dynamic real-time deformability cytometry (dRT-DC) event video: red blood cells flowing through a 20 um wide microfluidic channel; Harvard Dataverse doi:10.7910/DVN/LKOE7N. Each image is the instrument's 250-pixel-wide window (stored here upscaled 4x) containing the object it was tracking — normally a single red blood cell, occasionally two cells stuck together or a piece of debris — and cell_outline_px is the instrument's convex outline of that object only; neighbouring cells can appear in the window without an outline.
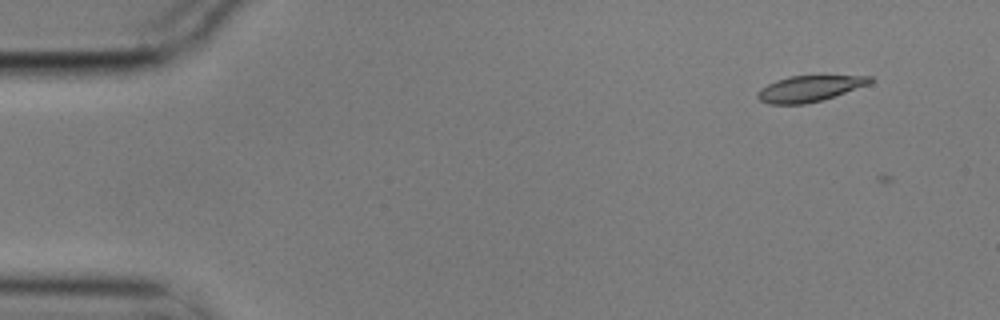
{"species": "common noctule bat (a hibernating species)", "species_latin": "Nyctalus noctula", "temperature_condition": "cold", "stored_images_in_passage": 5, "segment_of_instrument_passage": [1, 2], "camera_frame_rate_fps": 3000, "um_per_image_px": 0.085, "animal": {"sex": "male", "body_mass_g": 17.9}, "frame": {"image": 1, "passage_image": 1, "time_ms": 0.0, "image_size_px": [1000, 320], "cell_outline_px": [[872, 80], [868, 84], [820, 100], [804, 104], [768, 104], [760, 100], [756, 96], [756, 92], [760, 88], [776, 80], [788, 76], [872, 76]], "centroid_in_image_um": [68.71, 7.53], "position_along_channel_um": 16.3, "area_um2": 16.65}}